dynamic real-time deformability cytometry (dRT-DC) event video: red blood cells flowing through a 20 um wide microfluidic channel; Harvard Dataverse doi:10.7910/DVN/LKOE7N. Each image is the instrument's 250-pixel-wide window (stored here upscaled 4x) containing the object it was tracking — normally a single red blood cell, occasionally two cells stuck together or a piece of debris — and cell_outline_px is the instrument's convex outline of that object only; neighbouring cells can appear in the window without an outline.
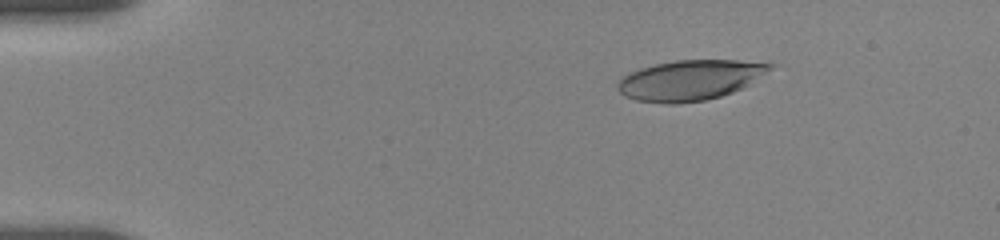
{"species": "human", "species_latin": "Homo sapiens", "temperature_condition": "room temperature", "stored_images_in_passage": 10, "camera_frame_rate_fps": 3000, "um_per_image_px": 0.085, "donor": {"sex": "female"}, "frame": {"image": 1, "passage_image": 4, "time_ms": 2.667, "image_size_px": [1000, 240], "cell_outline_px": [[776, 64], [772, 68], [748, 84], [732, 92], [720, 96], [704, 100], [676, 104], [668, 104], [636, 100], [624, 96], [616, 88], [616, 84], [624, 76], [640, 68], [656, 64], [676, 60], [736, 60]], "centroid_in_image_um": [58.61, 6.81], "position_along_channel_um": 26.4, "area_um2": 35.32}}
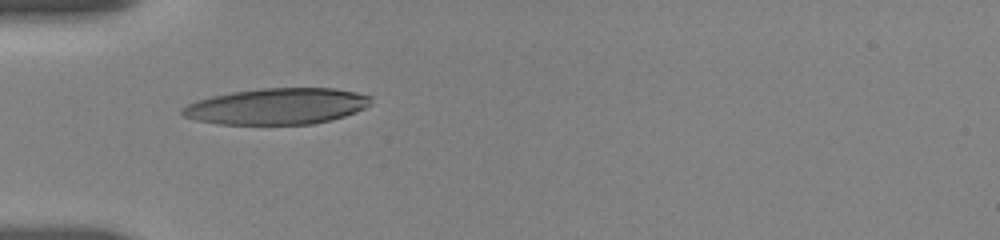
{"frame": {"image": 2, "passage_image": 7, "time_ms": 5.667, "image_size_px": [1000, 240], "cell_outline_px": [[372, 104], [356, 112], [344, 116], [312, 124], [220, 124], [196, 120], [184, 116], [180, 112], [180, 108], [196, 100], [212, 96], [232, 92], [260, 88], [336, 88], [356, 92], [372, 96]], "centroid_in_image_um": [23.55, 9.03], "position_along_channel_um": 61.4, "area_um2": 39.88}}
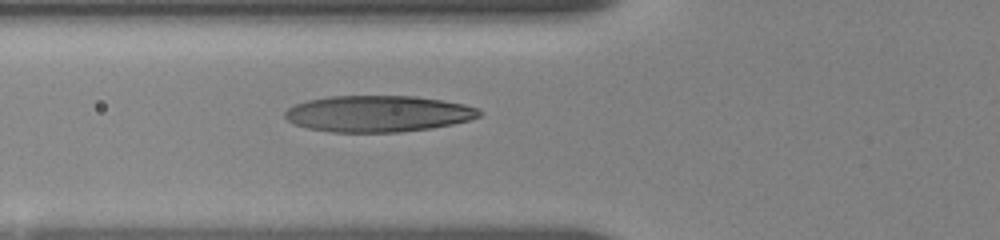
{"frame": {"image": 3, "passage_image": 10, "time_ms": 6.667, "image_size_px": [1000, 240], "cell_outline_px": [[484, 112], [480, 116], [468, 120], [452, 124], [432, 128], [400, 132], [332, 132], [308, 128], [292, 124], [284, 116], [284, 112], [288, 108], [296, 104], [308, 100], [332, 96], [416, 96], [464, 104], [476, 108]], "centroid_in_image_um": [32.12, 9.67], "position_along_channel_um": 93.7, "area_um2": 41.15}}